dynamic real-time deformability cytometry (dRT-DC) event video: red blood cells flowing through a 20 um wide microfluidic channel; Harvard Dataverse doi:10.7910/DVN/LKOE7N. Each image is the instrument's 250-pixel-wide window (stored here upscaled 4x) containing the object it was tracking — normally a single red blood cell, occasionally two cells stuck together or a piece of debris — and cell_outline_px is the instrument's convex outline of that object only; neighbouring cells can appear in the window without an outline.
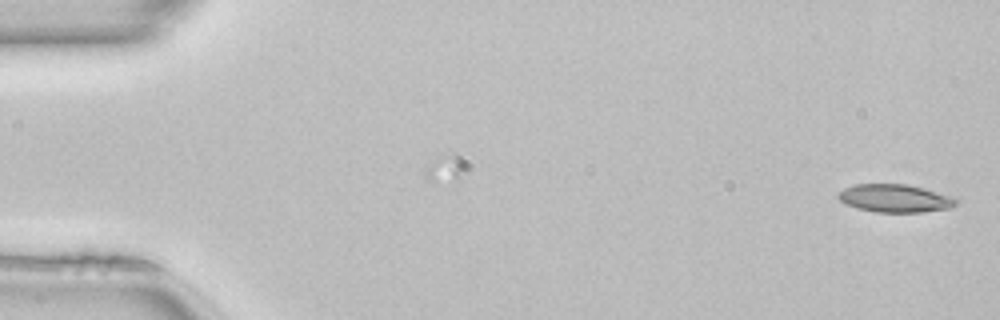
{"species": "common noctule bat (a hibernating species)", "species_latin": "Nyctalus noctula", "temperature_condition": "room temperature", "stored_images_in_passage": 43, "camera_frame_rate_fps": 3000, "um_per_image_px": 0.085, "animal": {"sex": "female", "body_mass_g": 22.7, "forearm_length_mm": 54.2}, "frame": {"image": 1, "passage_image": 1, "time_ms": 0.0, "image_size_px": [1000, 320], "cell_outline_px": [[956, 204], [948, 208], [920, 212], [876, 212], [844, 204], [836, 196], [844, 188], [856, 184], [908, 184], [948, 196], [956, 200]], "centroid_in_image_um": [75.99, 16.85], "position_along_channel_um": 9.0, "area_um2": 18.73}}
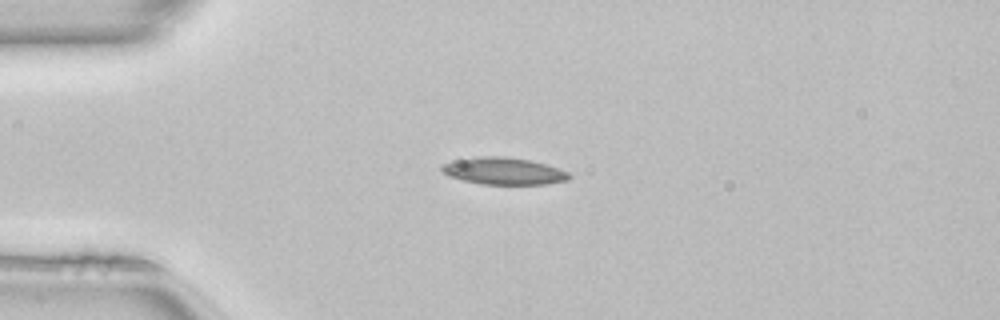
{"frame": {"image": 2, "passage_image": 12, "time_ms": 3.667, "image_size_px": [1000, 320], "cell_outline_px": [[572, 176], [568, 180], [544, 184], [480, 184], [448, 176], [440, 172], [440, 168], [444, 164], [452, 160], [480, 156], [504, 156], [532, 160], [568, 172]], "centroid_in_image_um": [42.77, 14.53], "position_along_channel_um": 42.2, "area_um2": 20.11}}
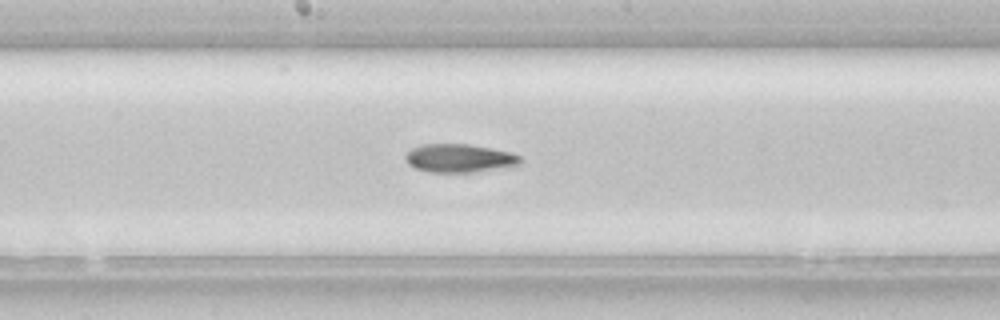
{"frame": {"image": 3, "passage_image": 26, "time_ms": 8.333, "image_size_px": [1000, 320], "cell_outline_px": [[520, 164], [472, 172], [428, 172], [416, 168], [408, 164], [404, 156], [412, 148], [420, 144], [468, 144], [508, 152], [520, 156]], "centroid_in_image_um": [38.97, 13.44], "position_along_channel_um": 209.2, "area_um2": 18.61}, "authors_computed_cell_mechanics": {"area_um2": 19.1318, "velocity_mm_per_s": 4.1122, "shape_relaxation_time_tau1_ms": 3.2549, "shape_relaxation_time_tau2_ms": null, "deformation_change_tau1": 0.1165, "deformation_change_tau2": null}}